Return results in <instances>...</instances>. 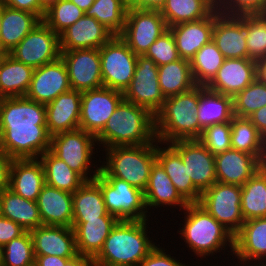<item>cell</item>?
Returning <instances> with one entry per match:
<instances>
[{
    "label": "cell",
    "mask_w": 266,
    "mask_h": 266,
    "mask_svg": "<svg viewBox=\"0 0 266 266\" xmlns=\"http://www.w3.org/2000/svg\"><path fill=\"white\" fill-rule=\"evenodd\" d=\"M248 119L257 128L259 134L266 140V105L256 110Z\"/></svg>",
    "instance_id": "11a10c76"
},
{
    "label": "cell",
    "mask_w": 266,
    "mask_h": 266,
    "mask_svg": "<svg viewBox=\"0 0 266 266\" xmlns=\"http://www.w3.org/2000/svg\"><path fill=\"white\" fill-rule=\"evenodd\" d=\"M214 26V11L206 18L176 24L169 27L178 55L180 58L190 61L195 53L212 40Z\"/></svg>",
    "instance_id": "cb8c5ba5"
},
{
    "label": "cell",
    "mask_w": 266,
    "mask_h": 266,
    "mask_svg": "<svg viewBox=\"0 0 266 266\" xmlns=\"http://www.w3.org/2000/svg\"><path fill=\"white\" fill-rule=\"evenodd\" d=\"M232 255L240 261L266 262V217L250 219L242 224L234 236Z\"/></svg>",
    "instance_id": "4316f807"
},
{
    "label": "cell",
    "mask_w": 266,
    "mask_h": 266,
    "mask_svg": "<svg viewBox=\"0 0 266 266\" xmlns=\"http://www.w3.org/2000/svg\"><path fill=\"white\" fill-rule=\"evenodd\" d=\"M248 37V14L231 16L214 10L212 40L225 59L249 58L246 39Z\"/></svg>",
    "instance_id": "e0dca14e"
},
{
    "label": "cell",
    "mask_w": 266,
    "mask_h": 266,
    "mask_svg": "<svg viewBox=\"0 0 266 266\" xmlns=\"http://www.w3.org/2000/svg\"><path fill=\"white\" fill-rule=\"evenodd\" d=\"M24 232L25 230L20 225L0 215V246H5Z\"/></svg>",
    "instance_id": "816d5d0a"
},
{
    "label": "cell",
    "mask_w": 266,
    "mask_h": 266,
    "mask_svg": "<svg viewBox=\"0 0 266 266\" xmlns=\"http://www.w3.org/2000/svg\"><path fill=\"white\" fill-rule=\"evenodd\" d=\"M36 202L43 225L72 227V193L45 184Z\"/></svg>",
    "instance_id": "484cf974"
},
{
    "label": "cell",
    "mask_w": 266,
    "mask_h": 266,
    "mask_svg": "<svg viewBox=\"0 0 266 266\" xmlns=\"http://www.w3.org/2000/svg\"><path fill=\"white\" fill-rule=\"evenodd\" d=\"M233 117V97L199 85L197 119L203 130L211 125L231 122Z\"/></svg>",
    "instance_id": "1f68e13d"
},
{
    "label": "cell",
    "mask_w": 266,
    "mask_h": 266,
    "mask_svg": "<svg viewBox=\"0 0 266 266\" xmlns=\"http://www.w3.org/2000/svg\"><path fill=\"white\" fill-rule=\"evenodd\" d=\"M59 35L41 21L8 54L15 60L38 68L60 57Z\"/></svg>",
    "instance_id": "4fadbf2b"
},
{
    "label": "cell",
    "mask_w": 266,
    "mask_h": 266,
    "mask_svg": "<svg viewBox=\"0 0 266 266\" xmlns=\"http://www.w3.org/2000/svg\"><path fill=\"white\" fill-rule=\"evenodd\" d=\"M159 87L164 98L181 94L196 86L191 73L190 61H177L158 66Z\"/></svg>",
    "instance_id": "8d00e7d4"
},
{
    "label": "cell",
    "mask_w": 266,
    "mask_h": 266,
    "mask_svg": "<svg viewBox=\"0 0 266 266\" xmlns=\"http://www.w3.org/2000/svg\"><path fill=\"white\" fill-rule=\"evenodd\" d=\"M1 20H2V5L0 4V30H1Z\"/></svg>",
    "instance_id": "e7e4bbea"
},
{
    "label": "cell",
    "mask_w": 266,
    "mask_h": 266,
    "mask_svg": "<svg viewBox=\"0 0 266 266\" xmlns=\"http://www.w3.org/2000/svg\"><path fill=\"white\" fill-rule=\"evenodd\" d=\"M84 12L91 7L95 0H70Z\"/></svg>",
    "instance_id": "94428289"
},
{
    "label": "cell",
    "mask_w": 266,
    "mask_h": 266,
    "mask_svg": "<svg viewBox=\"0 0 266 266\" xmlns=\"http://www.w3.org/2000/svg\"><path fill=\"white\" fill-rule=\"evenodd\" d=\"M42 163L45 175V184L74 193L85 180L72 170L62 159L56 157L50 150L46 151L39 158Z\"/></svg>",
    "instance_id": "f35d334b"
},
{
    "label": "cell",
    "mask_w": 266,
    "mask_h": 266,
    "mask_svg": "<svg viewBox=\"0 0 266 266\" xmlns=\"http://www.w3.org/2000/svg\"><path fill=\"white\" fill-rule=\"evenodd\" d=\"M82 92L70 90L45 105L46 126L52 136L79 129Z\"/></svg>",
    "instance_id": "603a6c76"
},
{
    "label": "cell",
    "mask_w": 266,
    "mask_h": 266,
    "mask_svg": "<svg viewBox=\"0 0 266 266\" xmlns=\"http://www.w3.org/2000/svg\"><path fill=\"white\" fill-rule=\"evenodd\" d=\"M99 52L103 86L124 93L135 73L137 55L119 35L103 44Z\"/></svg>",
    "instance_id": "9c48e42d"
},
{
    "label": "cell",
    "mask_w": 266,
    "mask_h": 266,
    "mask_svg": "<svg viewBox=\"0 0 266 266\" xmlns=\"http://www.w3.org/2000/svg\"><path fill=\"white\" fill-rule=\"evenodd\" d=\"M123 99L122 92L104 86L83 92L79 129L96 137Z\"/></svg>",
    "instance_id": "5bb4252c"
},
{
    "label": "cell",
    "mask_w": 266,
    "mask_h": 266,
    "mask_svg": "<svg viewBox=\"0 0 266 266\" xmlns=\"http://www.w3.org/2000/svg\"><path fill=\"white\" fill-rule=\"evenodd\" d=\"M146 208L179 206L184 210L189 204L177 191L170 177L166 174L164 168L156 160L151 167L149 182L144 191ZM182 208V209H181Z\"/></svg>",
    "instance_id": "4dcf8cb0"
},
{
    "label": "cell",
    "mask_w": 266,
    "mask_h": 266,
    "mask_svg": "<svg viewBox=\"0 0 266 266\" xmlns=\"http://www.w3.org/2000/svg\"><path fill=\"white\" fill-rule=\"evenodd\" d=\"M241 200V186L216 182L201 193L198 204L235 236L245 222Z\"/></svg>",
    "instance_id": "30bf717a"
},
{
    "label": "cell",
    "mask_w": 266,
    "mask_h": 266,
    "mask_svg": "<svg viewBox=\"0 0 266 266\" xmlns=\"http://www.w3.org/2000/svg\"><path fill=\"white\" fill-rule=\"evenodd\" d=\"M70 90L66 65L59 57L51 63L34 68L31 84L25 96L46 105Z\"/></svg>",
    "instance_id": "ac0fdd59"
},
{
    "label": "cell",
    "mask_w": 266,
    "mask_h": 266,
    "mask_svg": "<svg viewBox=\"0 0 266 266\" xmlns=\"http://www.w3.org/2000/svg\"><path fill=\"white\" fill-rule=\"evenodd\" d=\"M256 78L266 84V57L256 62Z\"/></svg>",
    "instance_id": "91938a15"
},
{
    "label": "cell",
    "mask_w": 266,
    "mask_h": 266,
    "mask_svg": "<svg viewBox=\"0 0 266 266\" xmlns=\"http://www.w3.org/2000/svg\"><path fill=\"white\" fill-rule=\"evenodd\" d=\"M33 72V67L15 60L9 54H3L0 59V98L25 96Z\"/></svg>",
    "instance_id": "d6a6232c"
},
{
    "label": "cell",
    "mask_w": 266,
    "mask_h": 266,
    "mask_svg": "<svg viewBox=\"0 0 266 266\" xmlns=\"http://www.w3.org/2000/svg\"><path fill=\"white\" fill-rule=\"evenodd\" d=\"M12 158L0 151V194L9 189Z\"/></svg>",
    "instance_id": "db71d44e"
},
{
    "label": "cell",
    "mask_w": 266,
    "mask_h": 266,
    "mask_svg": "<svg viewBox=\"0 0 266 266\" xmlns=\"http://www.w3.org/2000/svg\"><path fill=\"white\" fill-rule=\"evenodd\" d=\"M126 0H95L84 13L88 17H94L114 35H120L125 27Z\"/></svg>",
    "instance_id": "b9f144b4"
},
{
    "label": "cell",
    "mask_w": 266,
    "mask_h": 266,
    "mask_svg": "<svg viewBox=\"0 0 266 266\" xmlns=\"http://www.w3.org/2000/svg\"><path fill=\"white\" fill-rule=\"evenodd\" d=\"M256 79V62L250 58L225 59L206 85L212 91L234 97Z\"/></svg>",
    "instance_id": "d6986e66"
},
{
    "label": "cell",
    "mask_w": 266,
    "mask_h": 266,
    "mask_svg": "<svg viewBox=\"0 0 266 266\" xmlns=\"http://www.w3.org/2000/svg\"><path fill=\"white\" fill-rule=\"evenodd\" d=\"M244 220L266 217V164L241 186Z\"/></svg>",
    "instance_id": "74e56055"
},
{
    "label": "cell",
    "mask_w": 266,
    "mask_h": 266,
    "mask_svg": "<svg viewBox=\"0 0 266 266\" xmlns=\"http://www.w3.org/2000/svg\"><path fill=\"white\" fill-rule=\"evenodd\" d=\"M156 140L154 115L147 109L122 100L109 117L103 130L96 136L103 148L134 146Z\"/></svg>",
    "instance_id": "277c9868"
},
{
    "label": "cell",
    "mask_w": 266,
    "mask_h": 266,
    "mask_svg": "<svg viewBox=\"0 0 266 266\" xmlns=\"http://www.w3.org/2000/svg\"><path fill=\"white\" fill-rule=\"evenodd\" d=\"M166 0H126L129 8L142 10H160Z\"/></svg>",
    "instance_id": "9f6ffc18"
},
{
    "label": "cell",
    "mask_w": 266,
    "mask_h": 266,
    "mask_svg": "<svg viewBox=\"0 0 266 266\" xmlns=\"http://www.w3.org/2000/svg\"><path fill=\"white\" fill-rule=\"evenodd\" d=\"M114 34L94 17L85 14L60 35V52L74 49H99Z\"/></svg>",
    "instance_id": "ffe728a7"
},
{
    "label": "cell",
    "mask_w": 266,
    "mask_h": 266,
    "mask_svg": "<svg viewBox=\"0 0 266 266\" xmlns=\"http://www.w3.org/2000/svg\"><path fill=\"white\" fill-rule=\"evenodd\" d=\"M71 90L86 92L103 86L99 49L61 51Z\"/></svg>",
    "instance_id": "9a60e30c"
},
{
    "label": "cell",
    "mask_w": 266,
    "mask_h": 266,
    "mask_svg": "<svg viewBox=\"0 0 266 266\" xmlns=\"http://www.w3.org/2000/svg\"><path fill=\"white\" fill-rule=\"evenodd\" d=\"M96 143L94 135L83 129H76L52 135L49 150L56 157L62 159L85 181H93L100 173V166L94 169V171L90 167L92 166V158H95L93 157V151H95Z\"/></svg>",
    "instance_id": "52a82bcc"
},
{
    "label": "cell",
    "mask_w": 266,
    "mask_h": 266,
    "mask_svg": "<svg viewBox=\"0 0 266 266\" xmlns=\"http://www.w3.org/2000/svg\"><path fill=\"white\" fill-rule=\"evenodd\" d=\"M215 157L217 182L242 186L265 164L252 154L229 149Z\"/></svg>",
    "instance_id": "44dd1931"
},
{
    "label": "cell",
    "mask_w": 266,
    "mask_h": 266,
    "mask_svg": "<svg viewBox=\"0 0 266 266\" xmlns=\"http://www.w3.org/2000/svg\"><path fill=\"white\" fill-rule=\"evenodd\" d=\"M100 187L105 207L118 220L141 221L148 219L144 191L115 177H103L100 173L93 179Z\"/></svg>",
    "instance_id": "ba28073f"
},
{
    "label": "cell",
    "mask_w": 266,
    "mask_h": 266,
    "mask_svg": "<svg viewBox=\"0 0 266 266\" xmlns=\"http://www.w3.org/2000/svg\"><path fill=\"white\" fill-rule=\"evenodd\" d=\"M41 21L33 13L2 5L0 51L8 54Z\"/></svg>",
    "instance_id": "f546056e"
},
{
    "label": "cell",
    "mask_w": 266,
    "mask_h": 266,
    "mask_svg": "<svg viewBox=\"0 0 266 266\" xmlns=\"http://www.w3.org/2000/svg\"><path fill=\"white\" fill-rule=\"evenodd\" d=\"M124 100L147 109L155 115L165 101L158 80V66L144 55H137L135 73L123 93Z\"/></svg>",
    "instance_id": "7c38bea8"
},
{
    "label": "cell",
    "mask_w": 266,
    "mask_h": 266,
    "mask_svg": "<svg viewBox=\"0 0 266 266\" xmlns=\"http://www.w3.org/2000/svg\"><path fill=\"white\" fill-rule=\"evenodd\" d=\"M240 266H266V262L239 261ZM243 264V265H242ZM238 266V264H236Z\"/></svg>",
    "instance_id": "6125c7cd"
},
{
    "label": "cell",
    "mask_w": 266,
    "mask_h": 266,
    "mask_svg": "<svg viewBox=\"0 0 266 266\" xmlns=\"http://www.w3.org/2000/svg\"><path fill=\"white\" fill-rule=\"evenodd\" d=\"M248 56L258 62L266 57V14H248Z\"/></svg>",
    "instance_id": "bcb514c9"
},
{
    "label": "cell",
    "mask_w": 266,
    "mask_h": 266,
    "mask_svg": "<svg viewBox=\"0 0 266 266\" xmlns=\"http://www.w3.org/2000/svg\"><path fill=\"white\" fill-rule=\"evenodd\" d=\"M266 105V84L257 78L233 97L234 116L248 118Z\"/></svg>",
    "instance_id": "7bdbcfd3"
},
{
    "label": "cell",
    "mask_w": 266,
    "mask_h": 266,
    "mask_svg": "<svg viewBox=\"0 0 266 266\" xmlns=\"http://www.w3.org/2000/svg\"><path fill=\"white\" fill-rule=\"evenodd\" d=\"M181 156L193 185L202 193L217 182L215 157L198 140H177L169 143Z\"/></svg>",
    "instance_id": "2e32d148"
},
{
    "label": "cell",
    "mask_w": 266,
    "mask_h": 266,
    "mask_svg": "<svg viewBox=\"0 0 266 266\" xmlns=\"http://www.w3.org/2000/svg\"><path fill=\"white\" fill-rule=\"evenodd\" d=\"M33 241L29 231L2 247V266H34Z\"/></svg>",
    "instance_id": "f6af8a7d"
},
{
    "label": "cell",
    "mask_w": 266,
    "mask_h": 266,
    "mask_svg": "<svg viewBox=\"0 0 266 266\" xmlns=\"http://www.w3.org/2000/svg\"><path fill=\"white\" fill-rule=\"evenodd\" d=\"M215 9V0H166L159 11L169 28L204 19Z\"/></svg>",
    "instance_id": "d590c367"
},
{
    "label": "cell",
    "mask_w": 266,
    "mask_h": 266,
    "mask_svg": "<svg viewBox=\"0 0 266 266\" xmlns=\"http://www.w3.org/2000/svg\"><path fill=\"white\" fill-rule=\"evenodd\" d=\"M72 222L99 219L108 212L100 187L94 181H85L73 194Z\"/></svg>",
    "instance_id": "e575fe53"
},
{
    "label": "cell",
    "mask_w": 266,
    "mask_h": 266,
    "mask_svg": "<svg viewBox=\"0 0 266 266\" xmlns=\"http://www.w3.org/2000/svg\"><path fill=\"white\" fill-rule=\"evenodd\" d=\"M84 14V11L72 1L59 0L45 11L42 21L56 34L60 35L66 28L73 25Z\"/></svg>",
    "instance_id": "ee69618b"
},
{
    "label": "cell",
    "mask_w": 266,
    "mask_h": 266,
    "mask_svg": "<svg viewBox=\"0 0 266 266\" xmlns=\"http://www.w3.org/2000/svg\"><path fill=\"white\" fill-rule=\"evenodd\" d=\"M152 59L157 66L171 63L180 59L176 48L174 37L168 29L163 33L144 54Z\"/></svg>",
    "instance_id": "c3c4849f"
},
{
    "label": "cell",
    "mask_w": 266,
    "mask_h": 266,
    "mask_svg": "<svg viewBox=\"0 0 266 266\" xmlns=\"http://www.w3.org/2000/svg\"><path fill=\"white\" fill-rule=\"evenodd\" d=\"M198 140L214 156L231 149V122L206 127Z\"/></svg>",
    "instance_id": "7dc6e473"
},
{
    "label": "cell",
    "mask_w": 266,
    "mask_h": 266,
    "mask_svg": "<svg viewBox=\"0 0 266 266\" xmlns=\"http://www.w3.org/2000/svg\"><path fill=\"white\" fill-rule=\"evenodd\" d=\"M59 0H40V5L47 10L51 5L57 3Z\"/></svg>",
    "instance_id": "be15d7a7"
},
{
    "label": "cell",
    "mask_w": 266,
    "mask_h": 266,
    "mask_svg": "<svg viewBox=\"0 0 266 266\" xmlns=\"http://www.w3.org/2000/svg\"><path fill=\"white\" fill-rule=\"evenodd\" d=\"M199 85L178 95L165 98L154 115L155 136L164 144L177 140L199 139L203 129L197 119Z\"/></svg>",
    "instance_id": "3957f363"
},
{
    "label": "cell",
    "mask_w": 266,
    "mask_h": 266,
    "mask_svg": "<svg viewBox=\"0 0 266 266\" xmlns=\"http://www.w3.org/2000/svg\"><path fill=\"white\" fill-rule=\"evenodd\" d=\"M34 255H50L72 258L78 254L72 227L41 225L29 231Z\"/></svg>",
    "instance_id": "7402d4cb"
},
{
    "label": "cell",
    "mask_w": 266,
    "mask_h": 266,
    "mask_svg": "<svg viewBox=\"0 0 266 266\" xmlns=\"http://www.w3.org/2000/svg\"><path fill=\"white\" fill-rule=\"evenodd\" d=\"M184 211V224L177 233L195 256L206 258L229 247L228 252H234V236L198 203H189Z\"/></svg>",
    "instance_id": "5b68a950"
},
{
    "label": "cell",
    "mask_w": 266,
    "mask_h": 266,
    "mask_svg": "<svg viewBox=\"0 0 266 266\" xmlns=\"http://www.w3.org/2000/svg\"><path fill=\"white\" fill-rule=\"evenodd\" d=\"M167 30L168 26L159 10L128 7L125 27L119 36L136 55H144Z\"/></svg>",
    "instance_id": "8fae6325"
},
{
    "label": "cell",
    "mask_w": 266,
    "mask_h": 266,
    "mask_svg": "<svg viewBox=\"0 0 266 266\" xmlns=\"http://www.w3.org/2000/svg\"><path fill=\"white\" fill-rule=\"evenodd\" d=\"M45 104L26 96L0 99V151L12 159H38L50 149Z\"/></svg>",
    "instance_id": "6da1fadb"
},
{
    "label": "cell",
    "mask_w": 266,
    "mask_h": 266,
    "mask_svg": "<svg viewBox=\"0 0 266 266\" xmlns=\"http://www.w3.org/2000/svg\"><path fill=\"white\" fill-rule=\"evenodd\" d=\"M159 144L161 146H158ZM162 144L156 139V160L164 168L180 195L188 203H198L201 192L193 185L191 177H188L180 154L169 143L165 144L167 147H163Z\"/></svg>",
    "instance_id": "83f0119b"
},
{
    "label": "cell",
    "mask_w": 266,
    "mask_h": 266,
    "mask_svg": "<svg viewBox=\"0 0 266 266\" xmlns=\"http://www.w3.org/2000/svg\"><path fill=\"white\" fill-rule=\"evenodd\" d=\"M45 175L39 159H13L11 162L9 189L30 201H37Z\"/></svg>",
    "instance_id": "d4e9b609"
},
{
    "label": "cell",
    "mask_w": 266,
    "mask_h": 266,
    "mask_svg": "<svg viewBox=\"0 0 266 266\" xmlns=\"http://www.w3.org/2000/svg\"><path fill=\"white\" fill-rule=\"evenodd\" d=\"M224 60V55L213 40L201 47L190 60L191 73L195 84L206 86L214 78Z\"/></svg>",
    "instance_id": "60d3db41"
},
{
    "label": "cell",
    "mask_w": 266,
    "mask_h": 266,
    "mask_svg": "<svg viewBox=\"0 0 266 266\" xmlns=\"http://www.w3.org/2000/svg\"><path fill=\"white\" fill-rule=\"evenodd\" d=\"M231 148L252 154L266 164V140L248 118H232Z\"/></svg>",
    "instance_id": "ab89813d"
},
{
    "label": "cell",
    "mask_w": 266,
    "mask_h": 266,
    "mask_svg": "<svg viewBox=\"0 0 266 266\" xmlns=\"http://www.w3.org/2000/svg\"><path fill=\"white\" fill-rule=\"evenodd\" d=\"M0 266H2V246H0Z\"/></svg>",
    "instance_id": "03108f58"
},
{
    "label": "cell",
    "mask_w": 266,
    "mask_h": 266,
    "mask_svg": "<svg viewBox=\"0 0 266 266\" xmlns=\"http://www.w3.org/2000/svg\"><path fill=\"white\" fill-rule=\"evenodd\" d=\"M0 4L18 10L28 11L37 15L41 20L43 19L46 11L40 5V0H0Z\"/></svg>",
    "instance_id": "f5cc1de1"
},
{
    "label": "cell",
    "mask_w": 266,
    "mask_h": 266,
    "mask_svg": "<svg viewBox=\"0 0 266 266\" xmlns=\"http://www.w3.org/2000/svg\"><path fill=\"white\" fill-rule=\"evenodd\" d=\"M68 259L50 255H35L34 266H62Z\"/></svg>",
    "instance_id": "6f0895ef"
},
{
    "label": "cell",
    "mask_w": 266,
    "mask_h": 266,
    "mask_svg": "<svg viewBox=\"0 0 266 266\" xmlns=\"http://www.w3.org/2000/svg\"><path fill=\"white\" fill-rule=\"evenodd\" d=\"M106 161L100 166L103 177H115L145 191L151 167L156 161V140L134 146H117L105 149Z\"/></svg>",
    "instance_id": "8992f818"
},
{
    "label": "cell",
    "mask_w": 266,
    "mask_h": 266,
    "mask_svg": "<svg viewBox=\"0 0 266 266\" xmlns=\"http://www.w3.org/2000/svg\"><path fill=\"white\" fill-rule=\"evenodd\" d=\"M156 246L137 266H188L186 263L176 260L174 256L171 257L164 248ZM175 258V259H174ZM183 263V264H182Z\"/></svg>",
    "instance_id": "f907efd6"
},
{
    "label": "cell",
    "mask_w": 266,
    "mask_h": 266,
    "mask_svg": "<svg viewBox=\"0 0 266 266\" xmlns=\"http://www.w3.org/2000/svg\"><path fill=\"white\" fill-rule=\"evenodd\" d=\"M215 8L231 16L266 14V0H215Z\"/></svg>",
    "instance_id": "681fc988"
},
{
    "label": "cell",
    "mask_w": 266,
    "mask_h": 266,
    "mask_svg": "<svg viewBox=\"0 0 266 266\" xmlns=\"http://www.w3.org/2000/svg\"><path fill=\"white\" fill-rule=\"evenodd\" d=\"M0 215L14 221L25 231L43 225L37 202L27 200L10 189L0 194Z\"/></svg>",
    "instance_id": "836d02e7"
},
{
    "label": "cell",
    "mask_w": 266,
    "mask_h": 266,
    "mask_svg": "<svg viewBox=\"0 0 266 266\" xmlns=\"http://www.w3.org/2000/svg\"><path fill=\"white\" fill-rule=\"evenodd\" d=\"M148 221L119 220L93 258L94 266H137L156 246L147 235Z\"/></svg>",
    "instance_id": "7a4b0ae2"
},
{
    "label": "cell",
    "mask_w": 266,
    "mask_h": 266,
    "mask_svg": "<svg viewBox=\"0 0 266 266\" xmlns=\"http://www.w3.org/2000/svg\"><path fill=\"white\" fill-rule=\"evenodd\" d=\"M62 266H94V260L90 256L78 253L74 257L69 258Z\"/></svg>",
    "instance_id": "680465c9"
},
{
    "label": "cell",
    "mask_w": 266,
    "mask_h": 266,
    "mask_svg": "<svg viewBox=\"0 0 266 266\" xmlns=\"http://www.w3.org/2000/svg\"><path fill=\"white\" fill-rule=\"evenodd\" d=\"M118 221L115 216L107 213L88 222H72L77 252L94 258Z\"/></svg>",
    "instance_id": "f1b7e54d"
}]
</instances>
